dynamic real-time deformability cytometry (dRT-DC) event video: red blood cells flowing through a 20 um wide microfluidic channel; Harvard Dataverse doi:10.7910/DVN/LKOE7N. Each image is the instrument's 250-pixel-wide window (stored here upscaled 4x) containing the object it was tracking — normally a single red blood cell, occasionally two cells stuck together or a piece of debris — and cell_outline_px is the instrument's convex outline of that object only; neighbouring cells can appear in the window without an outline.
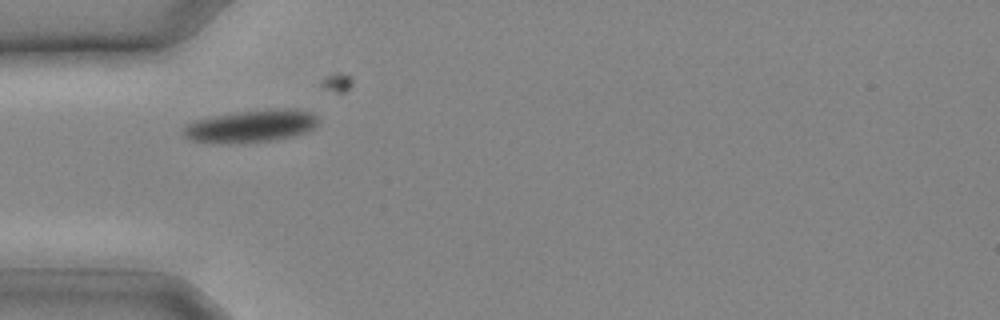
{"species": "common noctule bat (a hibernating species)", "species_latin": "Nyctalus noctula", "temperature_condition": "cold", "stored_images_in_passage": 17, "camera_frame_rate_fps": 3000, "um_per_image_px": 0.085, "animal": {"sex": "male", "body_mass_g": 20.4}, "frame": {"image": 1, "passage_image": 1, "time_ms": 0.0, "image_size_px": [1000, 320], "cell_outline_px": [[316, 124], [312, 128], [304, 132], [280, 140], [244, 144], [220, 144], [188, 140], [184, 136], [184, 128], [188, 124], [196, 120], [236, 112], [312, 112], [316, 116]], "centroid_in_image_um": [21.2, 10.82], "position_along_channel_um": 63.8, "area_um2": 24.45}}
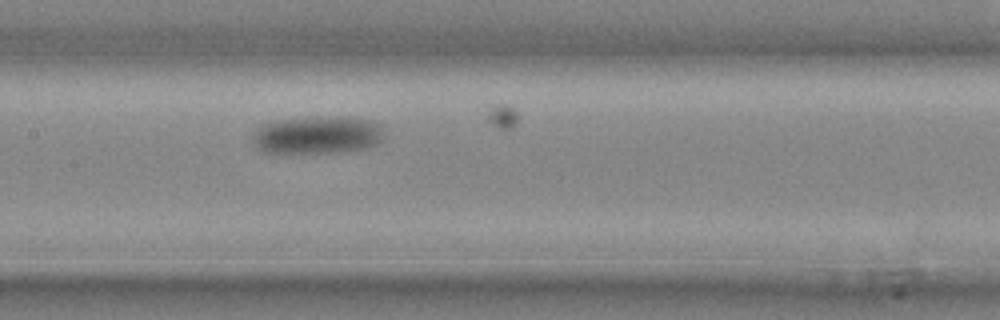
{"frame": {"image": 2, "passage_image": 6, "time_ms": 1.667, "image_size_px": [1000, 320], "cell_outline_px": [[384, 136], [376, 144], [368, 148], [336, 152], [264, 152], [256, 144], [252, 136], [264, 124], [280, 120], [340, 116], [372, 120], [380, 124]], "centroid_in_image_um": [27.06, 11.47], "position_along_channel_um": 180.3, "area_um2": 28.26}}
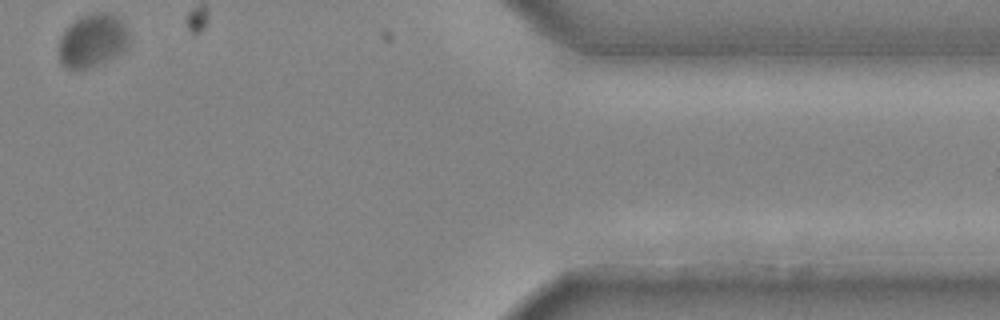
{"frame": {"image": 3, "passage_image": 17, "time_ms": 5.333, "image_size_px": [1000, 320], "cell_outline_px": [[128, 48], [124, 52], [108, 60], [84, 68], [64, 68], [60, 64], [60, 36], [64, 28], [76, 20], [92, 12], [104, 12], [120, 20], [128, 28]], "centroid_in_image_um": [7.87, 3.45], "position_along_channel_um": 403.5, "area_um2": 21.62}}